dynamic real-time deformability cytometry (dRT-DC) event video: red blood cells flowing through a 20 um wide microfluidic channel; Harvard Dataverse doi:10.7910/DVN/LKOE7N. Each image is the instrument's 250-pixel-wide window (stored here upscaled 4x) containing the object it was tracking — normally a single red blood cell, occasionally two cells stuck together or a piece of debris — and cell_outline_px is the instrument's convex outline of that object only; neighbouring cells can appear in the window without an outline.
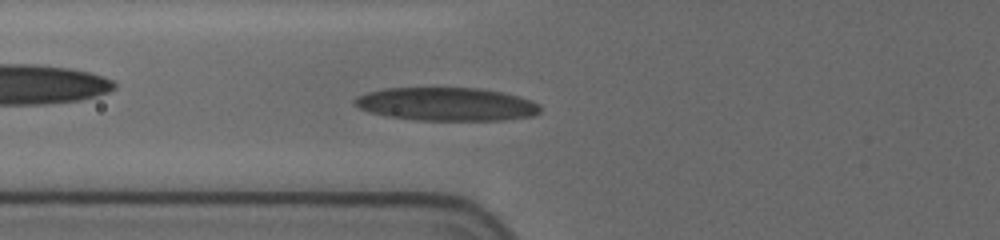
{"species": "human", "species_latin": "Homo sapiens", "temperature_condition": "cold", "stored_images_in_passage": 47, "camera_frame_rate_fps": 3000, "um_per_image_px": 0.085, "donor": {"sex": "female"}, "frame": {"image": 1, "passage_image": 14, "time_ms": 4.333, "image_size_px": [1000, 240], "cell_outline_px": [[540, 112], [536, 116], [504, 120], [416, 120], [388, 116], [368, 112], [352, 104], [352, 100], [356, 96], [368, 92], [384, 88], [480, 88], [520, 96], [532, 100], [540, 104]], "centroid_in_image_um": [37.96, 8.85], "position_along_channel_um": 87.8, "area_um2": 36.3}}
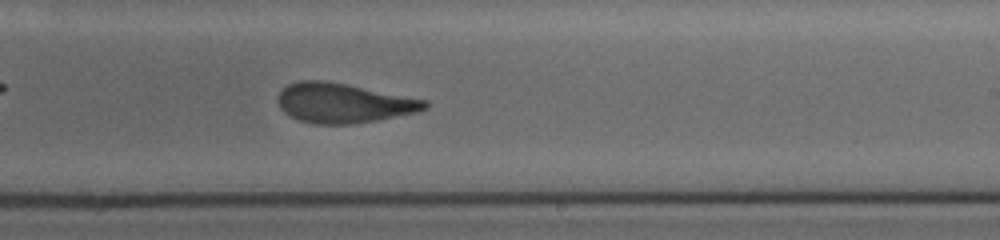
{"frame": {"image": 2, "passage_image": 28, "time_ms": 9.0, "image_size_px": [1000, 240], "cell_outline_px": [[428, 108], [420, 112], [376, 120], [352, 124], [312, 124], [300, 120], [284, 112], [280, 108], [276, 100], [280, 92], [288, 84], [300, 80], [324, 80], [428, 100]], "centroid_in_image_um": [29.2, 8.76], "position_along_channel_um": 259.8, "area_um2": 33.93}}
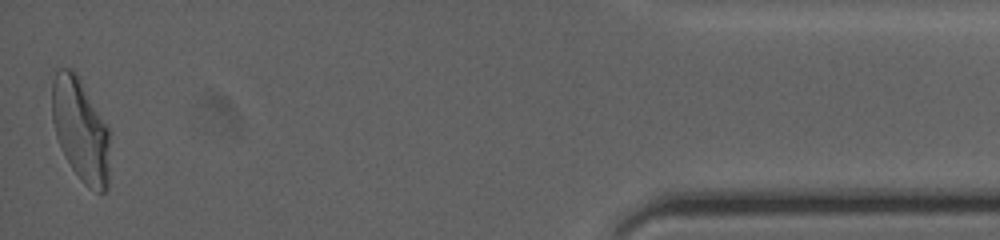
{"frame": {"image": 3, "passage_image": 47, "time_ms": 15.333, "image_size_px": [1000, 240], "cell_outline_px": [[108, 188], [104, 192], [96, 192], [88, 188], [80, 180], [72, 168], [56, 136], [52, 120], [52, 80], [56, 68], [72, 68], [76, 72], [108, 128]], "centroid_in_image_um": [6.82, 11.02], "position_along_channel_um": 428.4, "area_um2": 34.39}, "authors_computed_cell_mechanics": {"area_um2": 34.3332, "velocity_mm_per_s": 3.6722, "shape_relaxation_time_tau1_ms": 9.9221, "shape_relaxation_time_tau2_ms": 1.6607, "deformation_change_tau1": 0.295, "deformation_change_tau2": 0.1055}}